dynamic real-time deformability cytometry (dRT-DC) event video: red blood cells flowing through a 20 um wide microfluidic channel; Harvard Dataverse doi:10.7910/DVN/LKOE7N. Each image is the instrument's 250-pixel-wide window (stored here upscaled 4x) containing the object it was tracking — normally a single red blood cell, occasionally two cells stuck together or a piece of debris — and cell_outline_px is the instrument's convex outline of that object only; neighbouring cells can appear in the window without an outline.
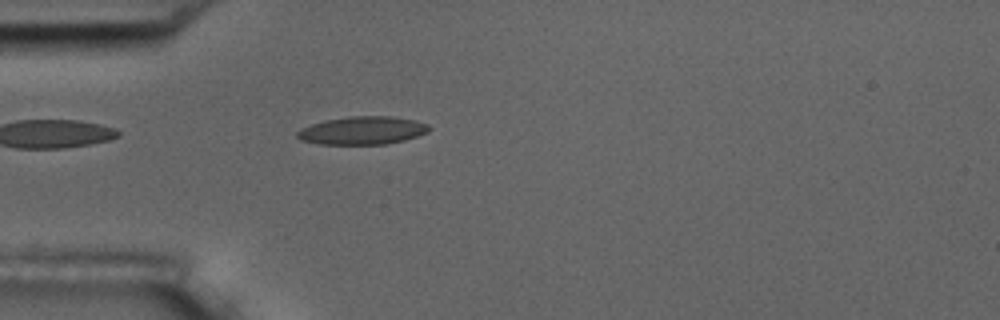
{"species": "common noctule bat (a hibernating species)", "species_latin": "Nyctalus noctula", "temperature_condition": "room temperature", "stored_images_in_passage": 2, "camera_frame_rate_fps": 3000, "um_per_image_px": 0.085, "animal": {"sex": "male", "body_mass_g": 17.5, "forearm_length_mm": 52.3}, "frame": {"image": 1, "passage_image": 2, "time_ms": 0.333, "image_size_px": [1000, 320], "cell_outline_px": [[432, 128], [428, 132], [404, 140], [384, 144], [320, 144], [300, 140], [296, 136], [296, 132], [300, 128], [324, 120], [348, 116], [392, 116], [416, 120], [428, 124]], "centroid_in_image_um": [30.8, 11.08], "position_along_channel_um": 54.2, "area_um2": 21.68}}